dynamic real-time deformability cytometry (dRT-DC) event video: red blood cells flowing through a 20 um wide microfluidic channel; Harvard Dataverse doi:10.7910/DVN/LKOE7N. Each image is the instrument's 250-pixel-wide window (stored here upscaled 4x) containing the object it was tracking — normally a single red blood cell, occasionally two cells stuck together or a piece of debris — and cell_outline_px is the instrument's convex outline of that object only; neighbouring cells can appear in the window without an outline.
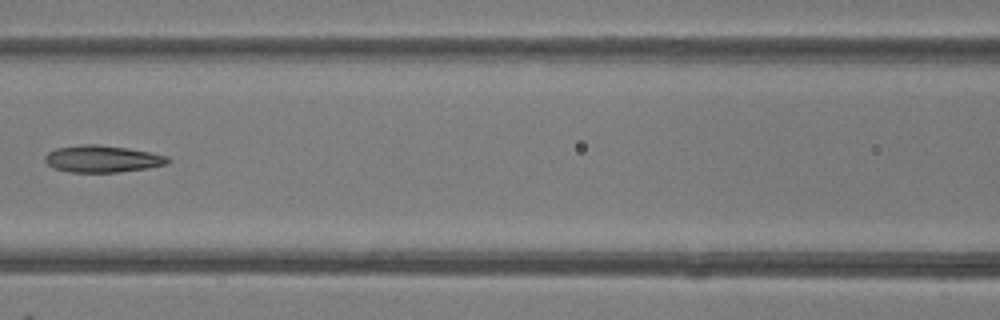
{"species": "common noctule bat (a hibernating species)", "species_latin": "Nyctalus noctula", "temperature_condition": "room temperature", "stored_images_in_passage": 7, "camera_frame_rate_fps": 3000, "um_per_image_px": 0.085, "animal": {"sex": "female"}, "frame": {"image": 1, "passage_image": 7, "time_ms": 7.0, "image_size_px": [1000, 320], "cell_outline_px": [[172, 160], [168, 164], [148, 168], [120, 172], [68, 172], [52, 168], [44, 160], [44, 156], [48, 152], [56, 148], [84, 144], [96, 144], [128, 148], [168, 156]], "centroid_in_image_um": [8.7, 13.51], "position_along_channel_um": 157.9, "area_um2": 19.42}}